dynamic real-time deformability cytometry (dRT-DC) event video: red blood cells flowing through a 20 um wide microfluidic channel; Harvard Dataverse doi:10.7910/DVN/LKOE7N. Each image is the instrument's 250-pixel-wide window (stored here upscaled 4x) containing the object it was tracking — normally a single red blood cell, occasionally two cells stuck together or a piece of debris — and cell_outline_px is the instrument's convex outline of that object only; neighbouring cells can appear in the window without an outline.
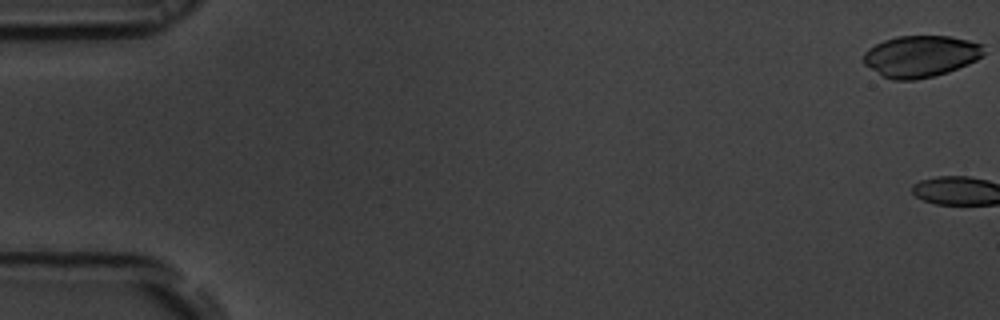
{"species": "common noctule bat (a hibernating species)", "species_latin": "Nyctalus noctula", "temperature_condition": "room temperature", "stored_images_in_passage": 3, "camera_frame_rate_fps": 3000, "um_per_image_px": 0.085, "animal": {"sex": "male", "body_mass_g": 19.5, "forearm_length_mm": 54.6}, "frame": {"image": 1, "passage_image": 1, "time_ms": 0.0, "image_size_px": [1000, 320], "cell_outline_px": [[984, 56], [968, 64], [948, 72], [916, 80], [892, 80], [884, 76], [864, 64], [864, 52], [868, 48], [884, 40], [896, 36], [952, 36], [984, 44]], "centroid_in_image_um": [78.29, 4.77], "position_along_channel_um": 6.7, "area_um2": 29.19}}